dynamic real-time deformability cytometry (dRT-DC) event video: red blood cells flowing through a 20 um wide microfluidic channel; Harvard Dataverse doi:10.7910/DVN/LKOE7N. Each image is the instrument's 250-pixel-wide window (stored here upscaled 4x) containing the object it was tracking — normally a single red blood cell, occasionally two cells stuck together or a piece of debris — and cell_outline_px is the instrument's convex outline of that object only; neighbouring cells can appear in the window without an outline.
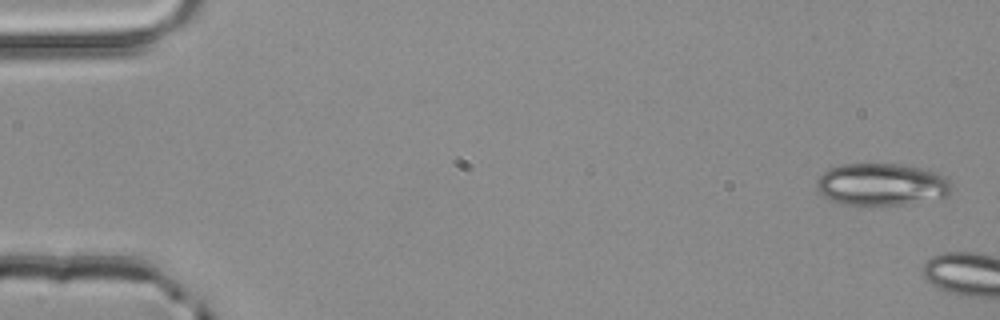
{"species": "common noctule bat (a hibernating species)", "species_latin": "Nyctalus noctula", "temperature_condition": "room temperature", "stored_images_in_passage": 3, "camera_frame_rate_fps": 3000, "um_per_image_px": 0.085, "animal": {"sex": "male", "body_mass_g": 20.4}, "frame": {"image": 1, "passage_image": 1, "time_ms": 0.0, "image_size_px": [1000, 320], "cell_outline_px": [[952, 188], [948, 196], [904, 204], [840, 204], [824, 196], [816, 188], [816, 180], [828, 168], [840, 164], [900, 164], [924, 168], [936, 172], [944, 176], [952, 184]], "centroid_in_image_um": [74.94, 15.66], "position_along_channel_um": 10.1, "area_um2": 33.12}}